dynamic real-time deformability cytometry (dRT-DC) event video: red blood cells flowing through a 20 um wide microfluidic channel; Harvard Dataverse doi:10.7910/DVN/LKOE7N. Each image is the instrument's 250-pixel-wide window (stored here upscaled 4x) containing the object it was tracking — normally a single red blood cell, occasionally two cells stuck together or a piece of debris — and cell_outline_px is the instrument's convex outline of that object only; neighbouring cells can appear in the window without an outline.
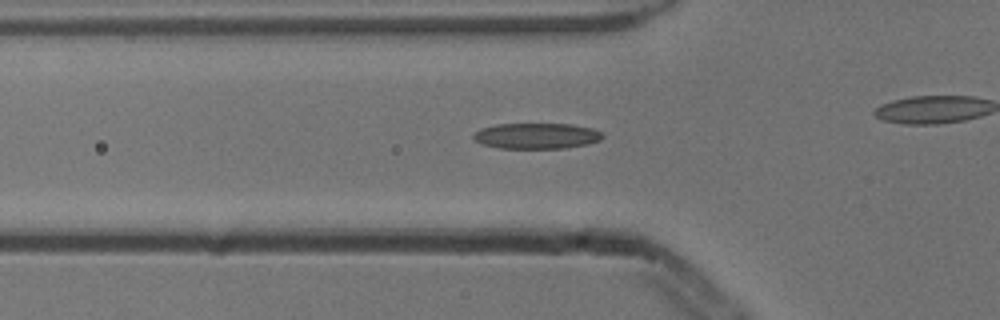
{"species": "common noctule bat (a hibernating species)", "species_latin": "Nyctalus noctula", "temperature_condition": "cold", "stored_images_in_passage": 39, "camera_frame_rate_fps": 3000, "um_per_image_px": 0.085, "animal": {"sex": "male", "body_mass_g": 13.3}, "frame": {"image": 1, "passage_image": 8, "time_ms": 2.333, "image_size_px": [1000, 320], "cell_outline_px": [[604, 136], [600, 140], [588, 144], [564, 148], [500, 148], [480, 144], [472, 140], [472, 136], [480, 128], [496, 124], [572, 124], [592, 128], [600, 132]], "centroid_in_image_um": [45.57, 11.55], "position_along_channel_um": 80.2, "area_um2": 19.48}}
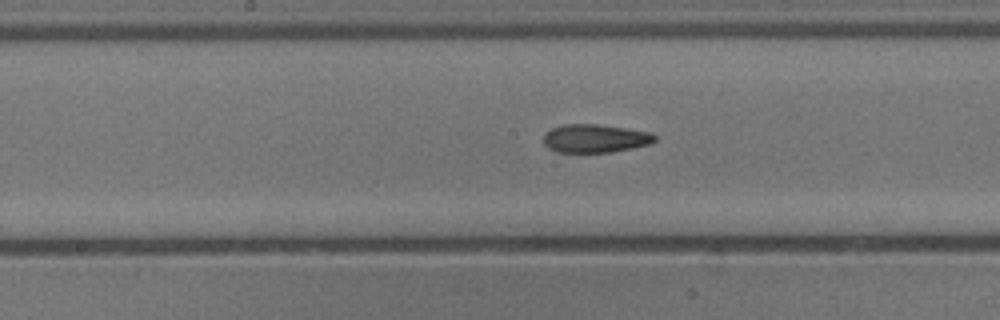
{"frame": {"image": 2, "passage_image": 17, "time_ms": 5.333, "image_size_px": [1000, 320], "cell_outline_px": [[656, 140], [652, 144], [612, 152], [556, 152], [548, 148], [544, 144], [544, 132], [552, 128], [564, 124], [596, 124], [652, 132], [656, 136]], "centroid_in_image_um": [50.59, 11.77], "position_along_channel_um": 197.6, "area_um2": 18.5}}
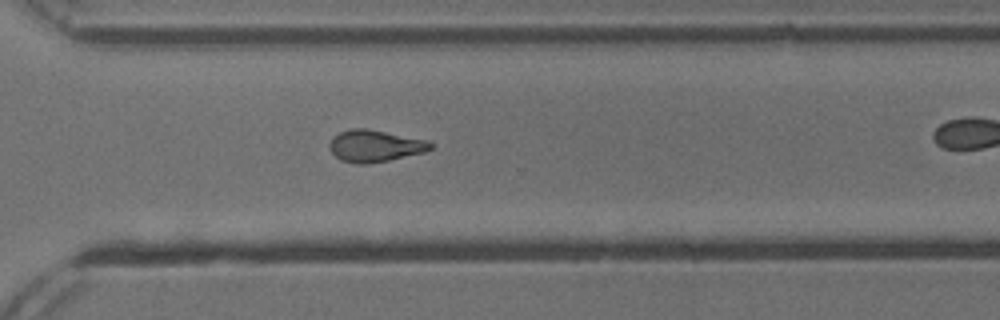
{"frame": {"image": 3, "passage_image": 28, "time_ms": 9.0, "image_size_px": [1000, 320], "cell_outline_px": [[432, 148], [424, 152], [388, 160], [368, 164], [356, 164], [340, 160], [332, 152], [328, 144], [332, 136], [340, 132], [352, 128], [364, 128], [428, 140], [432, 144]], "centroid_in_image_um": [31.83, 12.4], "position_along_channel_um": 338.8, "area_um2": 18.67}, "authors_computed_cell_mechanics": {"area_um2": 18.9584, "velocity_mm_per_s": 3.8663, "shape_relaxation_time_tau1_ms": 4.3575, "shape_relaxation_time_tau2_ms": 2.7022, "deformation_change_tau1": 0.15, "deformation_change_tau2": 0.1079}}